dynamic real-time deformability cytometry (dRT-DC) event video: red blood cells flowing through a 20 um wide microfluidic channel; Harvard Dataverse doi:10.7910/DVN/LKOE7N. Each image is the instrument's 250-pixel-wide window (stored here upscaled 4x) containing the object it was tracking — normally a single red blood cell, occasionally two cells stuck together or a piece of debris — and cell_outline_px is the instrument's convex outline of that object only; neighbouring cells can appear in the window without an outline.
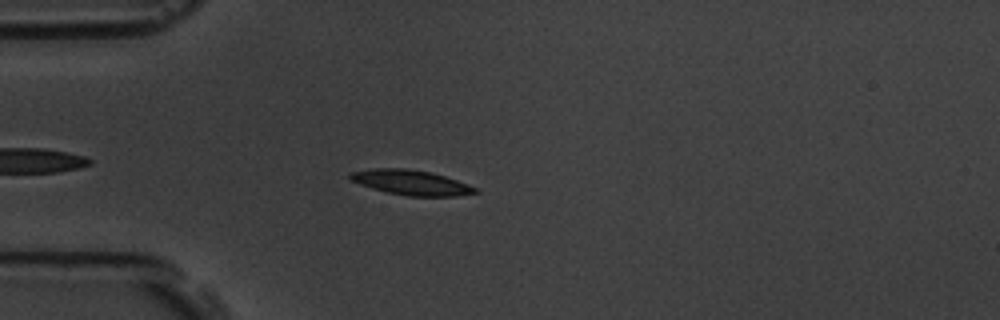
{"species": "common noctule bat (a hibernating species)", "species_latin": "Nyctalus noctula", "temperature_condition": "room temperature", "stored_images_in_passage": 3, "camera_frame_rate_fps": 3000, "um_per_image_px": 0.085, "animal": {"sex": "male", "body_mass_g": 19.5, "forearm_length_mm": 54.6}, "frame": {"image": 1, "passage_image": 3, "time_ms": 0.667, "image_size_px": [1000, 320], "cell_outline_px": [[480, 192], [456, 196], [408, 196], [388, 192], [372, 188], [360, 184], [352, 180], [348, 176], [348, 172], [372, 168], [404, 168], [428, 172], [444, 176], [468, 184], [476, 188]], "centroid_in_image_um": [34.92, 15.51], "position_along_channel_um": 50.1, "area_um2": 18.03}}